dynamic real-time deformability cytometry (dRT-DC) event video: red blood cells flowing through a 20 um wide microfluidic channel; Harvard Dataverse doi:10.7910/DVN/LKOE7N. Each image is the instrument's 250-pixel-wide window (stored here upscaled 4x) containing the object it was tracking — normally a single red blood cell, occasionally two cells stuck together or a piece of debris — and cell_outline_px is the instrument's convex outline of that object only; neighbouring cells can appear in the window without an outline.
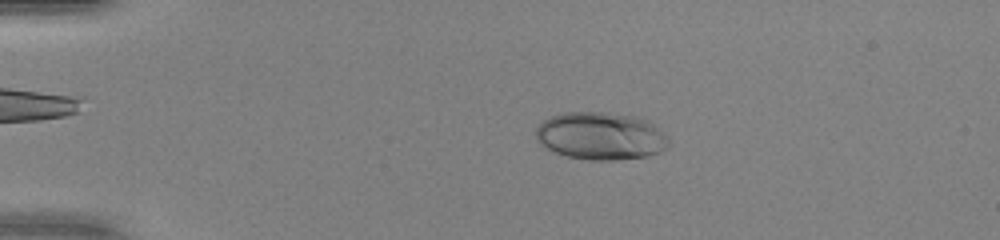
{"species": "human", "species_latin": "Homo sapiens", "temperature_condition": "warm", "stored_images_in_passage": 50, "camera_frame_rate_fps": 3000, "um_per_image_px": 0.085, "donor": {"sex": "female"}, "frame": {"image": 1, "passage_image": 11, "time_ms": 3.333, "image_size_px": [1000, 240], "cell_outline_px": [[668, 148], [660, 152], [648, 156], [616, 160], [592, 160], [568, 156], [552, 152], [540, 144], [536, 140], [536, 128], [544, 120], [552, 116], [564, 112], [608, 112], [636, 116], [648, 120], [656, 124], [668, 136]], "centroid_in_image_um": [51.09, 11.55], "position_along_channel_um": 33.9, "area_um2": 37.34}}
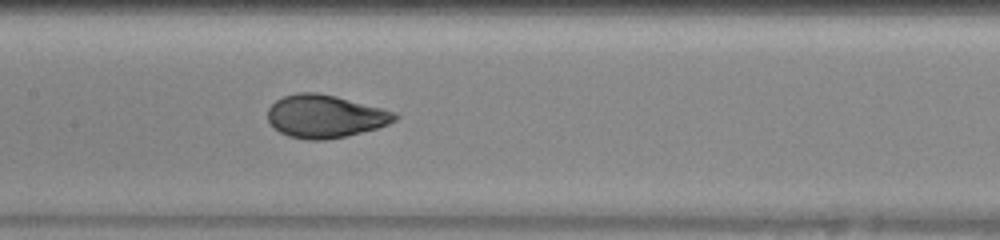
{"frame": {"image": 2, "passage_image": 26, "time_ms": 8.333, "image_size_px": [1000, 240], "cell_outline_px": [[400, 116], [396, 120], [388, 124], [376, 128], [344, 136], [324, 140], [308, 140], [288, 136], [272, 128], [268, 120], [268, 108], [276, 100], [284, 96], [296, 92], [316, 92], [336, 96], [384, 108], [396, 112]], "centroid_in_image_um": [27.63, 9.88], "position_along_channel_um": 179.8, "area_um2": 31.91}}
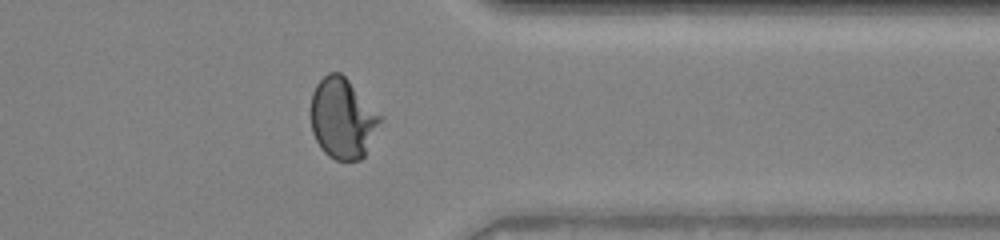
{"frame": {"image": 3, "passage_image": 41, "time_ms": 13.333, "image_size_px": [1000, 240], "cell_outline_px": [[384, 120], [364, 156], [360, 160], [336, 160], [328, 156], [320, 148], [312, 132], [312, 92], [316, 84], [328, 72], [340, 72], [384, 116]], "centroid_in_image_um": [29.17, 10.07], "position_along_channel_um": 382.2, "area_um2": 32.83}, "authors_computed_cell_mechanics": {"area_um2": 32.8304, "velocity_mm_per_s": 4.1492, "shape_relaxation_time_tau1_ms": 3.9729, "shape_relaxation_time_tau2_ms": null, "deformation_change_tau1": 0.205, "deformation_change_tau2": null}}